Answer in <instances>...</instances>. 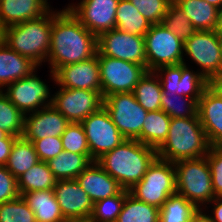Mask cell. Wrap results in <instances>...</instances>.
I'll return each mask as SVG.
<instances>
[{
	"instance_id": "cell-47",
	"label": "cell",
	"mask_w": 222,
	"mask_h": 222,
	"mask_svg": "<svg viewBox=\"0 0 222 222\" xmlns=\"http://www.w3.org/2000/svg\"><path fill=\"white\" fill-rule=\"evenodd\" d=\"M190 222H213L204 208H198L192 215Z\"/></svg>"
},
{
	"instance_id": "cell-13",
	"label": "cell",
	"mask_w": 222,
	"mask_h": 222,
	"mask_svg": "<svg viewBox=\"0 0 222 222\" xmlns=\"http://www.w3.org/2000/svg\"><path fill=\"white\" fill-rule=\"evenodd\" d=\"M97 48L103 56L137 63L147 69L144 36L114 28L97 37Z\"/></svg>"
},
{
	"instance_id": "cell-18",
	"label": "cell",
	"mask_w": 222,
	"mask_h": 222,
	"mask_svg": "<svg viewBox=\"0 0 222 222\" xmlns=\"http://www.w3.org/2000/svg\"><path fill=\"white\" fill-rule=\"evenodd\" d=\"M70 122L52 105L46 106L24 117L25 140L61 137Z\"/></svg>"
},
{
	"instance_id": "cell-39",
	"label": "cell",
	"mask_w": 222,
	"mask_h": 222,
	"mask_svg": "<svg viewBox=\"0 0 222 222\" xmlns=\"http://www.w3.org/2000/svg\"><path fill=\"white\" fill-rule=\"evenodd\" d=\"M60 138L64 151L90 155L87 138L81 123H70Z\"/></svg>"
},
{
	"instance_id": "cell-12",
	"label": "cell",
	"mask_w": 222,
	"mask_h": 222,
	"mask_svg": "<svg viewBox=\"0 0 222 222\" xmlns=\"http://www.w3.org/2000/svg\"><path fill=\"white\" fill-rule=\"evenodd\" d=\"M81 124L85 131L93 161L99 159L106 152L112 151L126 140L113 123L104 106L86 117Z\"/></svg>"
},
{
	"instance_id": "cell-16",
	"label": "cell",
	"mask_w": 222,
	"mask_h": 222,
	"mask_svg": "<svg viewBox=\"0 0 222 222\" xmlns=\"http://www.w3.org/2000/svg\"><path fill=\"white\" fill-rule=\"evenodd\" d=\"M48 71L51 80L59 87L92 90L102 95L97 54L87 60L61 66L54 73Z\"/></svg>"
},
{
	"instance_id": "cell-46",
	"label": "cell",
	"mask_w": 222,
	"mask_h": 222,
	"mask_svg": "<svg viewBox=\"0 0 222 222\" xmlns=\"http://www.w3.org/2000/svg\"><path fill=\"white\" fill-rule=\"evenodd\" d=\"M208 207H210L212 210H208ZM204 209L207 211V213H211H209V215L213 222H222V196H216L209 204L204 207Z\"/></svg>"
},
{
	"instance_id": "cell-37",
	"label": "cell",
	"mask_w": 222,
	"mask_h": 222,
	"mask_svg": "<svg viewBox=\"0 0 222 222\" xmlns=\"http://www.w3.org/2000/svg\"><path fill=\"white\" fill-rule=\"evenodd\" d=\"M0 222H36L32 209L22 196L0 203Z\"/></svg>"
},
{
	"instance_id": "cell-1",
	"label": "cell",
	"mask_w": 222,
	"mask_h": 222,
	"mask_svg": "<svg viewBox=\"0 0 222 222\" xmlns=\"http://www.w3.org/2000/svg\"><path fill=\"white\" fill-rule=\"evenodd\" d=\"M97 36L92 34L65 6L54 10L51 46L46 63L53 73L61 66L78 63L97 54Z\"/></svg>"
},
{
	"instance_id": "cell-6",
	"label": "cell",
	"mask_w": 222,
	"mask_h": 222,
	"mask_svg": "<svg viewBox=\"0 0 222 222\" xmlns=\"http://www.w3.org/2000/svg\"><path fill=\"white\" fill-rule=\"evenodd\" d=\"M129 193L136 199L161 208L176 193V170L174 163L156 158L148 167L141 181Z\"/></svg>"
},
{
	"instance_id": "cell-45",
	"label": "cell",
	"mask_w": 222,
	"mask_h": 222,
	"mask_svg": "<svg viewBox=\"0 0 222 222\" xmlns=\"http://www.w3.org/2000/svg\"><path fill=\"white\" fill-rule=\"evenodd\" d=\"M18 137L7 135L0 140V166H5L11 153L12 146Z\"/></svg>"
},
{
	"instance_id": "cell-51",
	"label": "cell",
	"mask_w": 222,
	"mask_h": 222,
	"mask_svg": "<svg viewBox=\"0 0 222 222\" xmlns=\"http://www.w3.org/2000/svg\"><path fill=\"white\" fill-rule=\"evenodd\" d=\"M204 1L215 6L216 8H220L222 6V0H204Z\"/></svg>"
},
{
	"instance_id": "cell-4",
	"label": "cell",
	"mask_w": 222,
	"mask_h": 222,
	"mask_svg": "<svg viewBox=\"0 0 222 222\" xmlns=\"http://www.w3.org/2000/svg\"><path fill=\"white\" fill-rule=\"evenodd\" d=\"M52 22L51 8L44 16L8 26L5 44L41 67L46 63L51 46Z\"/></svg>"
},
{
	"instance_id": "cell-50",
	"label": "cell",
	"mask_w": 222,
	"mask_h": 222,
	"mask_svg": "<svg viewBox=\"0 0 222 222\" xmlns=\"http://www.w3.org/2000/svg\"><path fill=\"white\" fill-rule=\"evenodd\" d=\"M5 30L6 27L0 21V46L5 43Z\"/></svg>"
},
{
	"instance_id": "cell-42",
	"label": "cell",
	"mask_w": 222,
	"mask_h": 222,
	"mask_svg": "<svg viewBox=\"0 0 222 222\" xmlns=\"http://www.w3.org/2000/svg\"><path fill=\"white\" fill-rule=\"evenodd\" d=\"M213 192L215 196H222V145L210 146L208 154Z\"/></svg>"
},
{
	"instance_id": "cell-29",
	"label": "cell",
	"mask_w": 222,
	"mask_h": 222,
	"mask_svg": "<svg viewBox=\"0 0 222 222\" xmlns=\"http://www.w3.org/2000/svg\"><path fill=\"white\" fill-rule=\"evenodd\" d=\"M38 161L40 160L34 144L31 141L25 140L23 137H18L12 146L5 167L17 179L20 175L33 167Z\"/></svg>"
},
{
	"instance_id": "cell-23",
	"label": "cell",
	"mask_w": 222,
	"mask_h": 222,
	"mask_svg": "<svg viewBox=\"0 0 222 222\" xmlns=\"http://www.w3.org/2000/svg\"><path fill=\"white\" fill-rule=\"evenodd\" d=\"M20 196L34 212L36 222H67L53 189L22 193Z\"/></svg>"
},
{
	"instance_id": "cell-28",
	"label": "cell",
	"mask_w": 222,
	"mask_h": 222,
	"mask_svg": "<svg viewBox=\"0 0 222 222\" xmlns=\"http://www.w3.org/2000/svg\"><path fill=\"white\" fill-rule=\"evenodd\" d=\"M115 22V28L138 36H144L152 25L129 0H119Z\"/></svg>"
},
{
	"instance_id": "cell-24",
	"label": "cell",
	"mask_w": 222,
	"mask_h": 222,
	"mask_svg": "<svg viewBox=\"0 0 222 222\" xmlns=\"http://www.w3.org/2000/svg\"><path fill=\"white\" fill-rule=\"evenodd\" d=\"M182 9L196 30L212 31L217 26L218 8L204 0H173Z\"/></svg>"
},
{
	"instance_id": "cell-3",
	"label": "cell",
	"mask_w": 222,
	"mask_h": 222,
	"mask_svg": "<svg viewBox=\"0 0 222 222\" xmlns=\"http://www.w3.org/2000/svg\"><path fill=\"white\" fill-rule=\"evenodd\" d=\"M209 148L199 117L171 118L167 138L156 152L157 158L175 163L205 157Z\"/></svg>"
},
{
	"instance_id": "cell-26",
	"label": "cell",
	"mask_w": 222,
	"mask_h": 222,
	"mask_svg": "<svg viewBox=\"0 0 222 222\" xmlns=\"http://www.w3.org/2000/svg\"><path fill=\"white\" fill-rule=\"evenodd\" d=\"M91 162H93L91 155L63 150L58 156L47 161V164L58 181L76 179Z\"/></svg>"
},
{
	"instance_id": "cell-31",
	"label": "cell",
	"mask_w": 222,
	"mask_h": 222,
	"mask_svg": "<svg viewBox=\"0 0 222 222\" xmlns=\"http://www.w3.org/2000/svg\"><path fill=\"white\" fill-rule=\"evenodd\" d=\"M160 209L127 193L116 222H159Z\"/></svg>"
},
{
	"instance_id": "cell-49",
	"label": "cell",
	"mask_w": 222,
	"mask_h": 222,
	"mask_svg": "<svg viewBox=\"0 0 222 222\" xmlns=\"http://www.w3.org/2000/svg\"><path fill=\"white\" fill-rule=\"evenodd\" d=\"M216 32H222V6L218 8Z\"/></svg>"
},
{
	"instance_id": "cell-8",
	"label": "cell",
	"mask_w": 222,
	"mask_h": 222,
	"mask_svg": "<svg viewBox=\"0 0 222 222\" xmlns=\"http://www.w3.org/2000/svg\"><path fill=\"white\" fill-rule=\"evenodd\" d=\"M195 63L197 70L210 82L221 80V51L218 34L215 30H197L184 42L183 59Z\"/></svg>"
},
{
	"instance_id": "cell-34",
	"label": "cell",
	"mask_w": 222,
	"mask_h": 222,
	"mask_svg": "<svg viewBox=\"0 0 222 222\" xmlns=\"http://www.w3.org/2000/svg\"><path fill=\"white\" fill-rule=\"evenodd\" d=\"M24 117L25 115L0 90V128L9 135L22 137Z\"/></svg>"
},
{
	"instance_id": "cell-9",
	"label": "cell",
	"mask_w": 222,
	"mask_h": 222,
	"mask_svg": "<svg viewBox=\"0 0 222 222\" xmlns=\"http://www.w3.org/2000/svg\"><path fill=\"white\" fill-rule=\"evenodd\" d=\"M103 106L125 139L136 140L140 136L148 112L136 101L133 92L105 96Z\"/></svg>"
},
{
	"instance_id": "cell-20",
	"label": "cell",
	"mask_w": 222,
	"mask_h": 222,
	"mask_svg": "<svg viewBox=\"0 0 222 222\" xmlns=\"http://www.w3.org/2000/svg\"><path fill=\"white\" fill-rule=\"evenodd\" d=\"M76 181L93 203L119 194L123 188L96 161L91 162L77 177Z\"/></svg>"
},
{
	"instance_id": "cell-17",
	"label": "cell",
	"mask_w": 222,
	"mask_h": 222,
	"mask_svg": "<svg viewBox=\"0 0 222 222\" xmlns=\"http://www.w3.org/2000/svg\"><path fill=\"white\" fill-rule=\"evenodd\" d=\"M53 190L67 222H88L93 202L76 179L58 180Z\"/></svg>"
},
{
	"instance_id": "cell-35",
	"label": "cell",
	"mask_w": 222,
	"mask_h": 222,
	"mask_svg": "<svg viewBox=\"0 0 222 222\" xmlns=\"http://www.w3.org/2000/svg\"><path fill=\"white\" fill-rule=\"evenodd\" d=\"M128 192L129 190L123 189L117 195L93 203L92 214L88 222H116Z\"/></svg>"
},
{
	"instance_id": "cell-2",
	"label": "cell",
	"mask_w": 222,
	"mask_h": 222,
	"mask_svg": "<svg viewBox=\"0 0 222 222\" xmlns=\"http://www.w3.org/2000/svg\"><path fill=\"white\" fill-rule=\"evenodd\" d=\"M156 158V149L140 141L126 139L96 162L117 180L123 189L130 190L141 181Z\"/></svg>"
},
{
	"instance_id": "cell-30",
	"label": "cell",
	"mask_w": 222,
	"mask_h": 222,
	"mask_svg": "<svg viewBox=\"0 0 222 222\" xmlns=\"http://www.w3.org/2000/svg\"><path fill=\"white\" fill-rule=\"evenodd\" d=\"M136 101L147 111L161 110L162 86L154 71H147L134 88Z\"/></svg>"
},
{
	"instance_id": "cell-15",
	"label": "cell",
	"mask_w": 222,
	"mask_h": 222,
	"mask_svg": "<svg viewBox=\"0 0 222 222\" xmlns=\"http://www.w3.org/2000/svg\"><path fill=\"white\" fill-rule=\"evenodd\" d=\"M119 0H80L67 8L92 34H100L115 28Z\"/></svg>"
},
{
	"instance_id": "cell-33",
	"label": "cell",
	"mask_w": 222,
	"mask_h": 222,
	"mask_svg": "<svg viewBox=\"0 0 222 222\" xmlns=\"http://www.w3.org/2000/svg\"><path fill=\"white\" fill-rule=\"evenodd\" d=\"M198 208L184 196L171 195L160 208L159 222H190Z\"/></svg>"
},
{
	"instance_id": "cell-44",
	"label": "cell",
	"mask_w": 222,
	"mask_h": 222,
	"mask_svg": "<svg viewBox=\"0 0 222 222\" xmlns=\"http://www.w3.org/2000/svg\"><path fill=\"white\" fill-rule=\"evenodd\" d=\"M19 196L17 179L5 166H0V203L14 200Z\"/></svg>"
},
{
	"instance_id": "cell-36",
	"label": "cell",
	"mask_w": 222,
	"mask_h": 222,
	"mask_svg": "<svg viewBox=\"0 0 222 222\" xmlns=\"http://www.w3.org/2000/svg\"><path fill=\"white\" fill-rule=\"evenodd\" d=\"M162 23L183 42L188 40L197 31L190 22L189 17L174 2L169 5Z\"/></svg>"
},
{
	"instance_id": "cell-19",
	"label": "cell",
	"mask_w": 222,
	"mask_h": 222,
	"mask_svg": "<svg viewBox=\"0 0 222 222\" xmlns=\"http://www.w3.org/2000/svg\"><path fill=\"white\" fill-rule=\"evenodd\" d=\"M198 117L210 146L222 145V98L209 85L198 101Z\"/></svg>"
},
{
	"instance_id": "cell-52",
	"label": "cell",
	"mask_w": 222,
	"mask_h": 222,
	"mask_svg": "<svg viewBox=\"0 0 222 222\" xmlns=\"http://www.w3.org/2000/svg\"><path fill=\"white\" fill-rule=\"evenodd\" d=\"M221 51V80H222V32H217Z\"/></svg>"
},
{
	"instance_id": "cell-53",
	"label": "cell",
	"mask_w": 222,
	"mask_h": 222,
	"mask_svg": "<svg viewBox=\"0 0 222 222\" xmlns=\"http://www.w3.org/2000/svg\"><path fill=\"white\" fill-rule=\"evenodd\" d=\"M7 135H8V133H6L4 130H2V129L0 128V140H1V139H4Z\"/></svg>"
},
{
	"instance_id": "cell-32",
	"label": "cell",
	"mask_w": 222,
	"mask_h": 222,
	"mask_svg": "<svg viewBox=\"0 0 222 222\" xmlns=\"http://www.w3.org/2000/svg\"><path fill=\"white\" fill-rule=\"evenodd\" d=\"M198 101L199 99L162 91L161 110L171 118L198 117Z\"/></svg>"
},
{
	"instance_id": "cell-41",
	"label": "cell",
	"mask_w": 222,
	"mask_h": 222,
	"mask_svg": "<svg viewBox=\"0 0 222 222\" xmlns=\"http://www.w3.org/2000/svg\"><path fill=\"white\" fill-rule=\"evenodd\" d=\"M154 72L160 79L162 91L181 95L182 63L159 67Z\"/></svg>"
},
{
	"instance_id": "cell-27",
	"label": "cell",
	"mask_w": 222,
	"mask_h": 222,
	"mask_svg": "<svg viewBox=\"0 0 222 222\" xmlns=\"http://www.w3.org/2000/svg\"><path fill=\"white\" fill-rule=\"evenodd\" d=\"M56 178L47 162L38 161L33 167L17 178L19 194L54 189Z\"/></svg>"
},
{
	"instance_id": "cell-21",
	"label": "cell",
	"mask_w": 222,
	"mask_h": 222,
	"mask_svg": "<svg viewBox=\"0 0 222 222\" xmlns=\"http://www.w3.org/2000/svg\"><path fill=\"white\" fill-rule=\"evenodd\" d=\"M51 8L48 0H0V21L12 26L44 16Z\"/></svg>"
},
{
	"instance_id": "cell-7",
	"label": "cell",
	"mask_w": 222,
	"mask_h": 222,
	"mask_svg": "<svg viewBox=\"0 0 222 222\" xmlns=\"http://www.w3.org/2000/svg\"><path fill=\"white\" fill-rule=\"evenodd\" d=\"M144 40L148 71L184 62V42L163 23L151 25Z\"/></svg>"
},
{
	"instance_id": "cell-25",
	"label": "cell",
	"mask_w": 222,
	"mask_h": 222,
	"mask_svg": "<svg viewBox=\"0 0 222 222\" xmlns=\"http://www.w3.org/2000/svg\"><path fill=\"white\" fill-rule=\"evenodd\" d=\"M170 121L171 117L163 110L148 112L136 140L157 150L167 138Z\"/></svg>"
},
{
	"instance_id": "cell-43",
	"label": "cell",
	"mask_w": 222,
	"mask_h": 222,
	"mask_svg": "<svg viewBox=\"0 0 222 222\" xmlns=\"http://www.w3.org/2000/svg\"><path fill=\"white\" fill-rule=\"evenodd\" d=\"M34 144L40 161L47 162L63 151L60 137H47L39 140H28Z\"/></svg>"
},
{
	"instance_id": "cell-22",
	"label": "cell",
	"mask_w": 222,
	"mask_h": 222,
	"mask_svg": "<svg viewBox=\"0 0 222 222\" xmlns=\"http://www.w3.org/2000/svg\"><path fill=\"white\" fill-rule=\"evenodd\" d=\"M37 67L29 58L20 55L5 43L2 44L0 46V90L28 76Z\"/></svg>"
},
{
	"instance_id": "cell-14",
	"label": "cell",
	"mask_w": 222,
	"mask_h": 222,
	"mask_svg": "<svg viewBox=\"0 0 222 222\" xmlns=\"http://www.w3.org/2000/svg\"><path fill=\"white\" fill-rule=\"evenodd\" d=\"M53 93L54 106L70 123H81L103 107V96L96 91L58 86Z\"/></svg>"
},
{
	"instance_id": "cell-38",
	"label": "cell",
	"mask_w": 222,
	"mask_h": 222,
	"mask_svg": "<svg viewBox=\"0 0 222 222\" xmlns=\"http://www.w3.org/2000/svg\"><path fill=\"white\" fill-rule=\"evenodd\" d=\"M181 96L191 99H200L204 89L208 86L209 82L198 71L191 69L186 63H182L181 75Z\"/></svg>"
},
{
	"instance_id": "cell-40",
	"label": "cell",
	"mask_w": 222,
	"mask_h": 222,
	"mask_svg": "<svg viewBox=\"0 0 222 222\" xmlns=\"http://www.w3.org/2000/svg\"><path fill=\"white\" fill-rule=\"evenodd\" d=\"M138 11L152 24L162 23L169 5L173 0H129Z\"/></svg>"
},
{
	"instance_id": "cell-11",
	"label": "cell",
	"mask_w": 222,
	"mask_h": 222,
	"mask_svg": "<svg viewBox=\"0 0 222 222\" xmlns=\"http://www.w3.org/2000/svg\"><path fill=\"white\" fill-rule=\"evenodd\" d=\"M37 67L23 79L12 82L2 91L11 103L24 115L52 105L53 92L49 85L37 75Z\"/></svg>"
},
{
	"instance_id": "cell-5",
	"label": "cell",
	"mask_w": 222,
	"mask_h": 222,
	"mask_svg": "<svg viewBox=\"0 0 222 222\" xmlns=\"http://www.w3.org/2000/svg\"><path fill=\"white\" fill-rule=\"evenodd\" d=\"M174 166L177 194L184 196L197 208H204L216 197L207 156L179 160Z\"/></svg>"
},
{
	"instance_id": "cell-10",
	"label": "cell",
	"mask_w": 222,
	"mask_h": 222,
	"mask_svg": "<svg viewBox=\"0 0 222 222\" xmlns=\"http://www.w3.org/2000/svg\"><path fill=\"white\" fill-rule=\"evenodd\" d=\"M102 96L133 92L140 79L148 71L137 63L103 56L97 51Z\"/></svg>"
},
{
	"instance_id": "cell-48",
	"label": "cell",
	"mask_w": 222,
	"mask_h": 222,
	"mask_svg": "<svg viewBox=\"0 0 222 222\" xmlns=\"http://www.w3.org/2000/svg\"><path fill=\"white\" fill-rule=\"evenodd\" d=\"M222 98V80H213L208 84Z\"/></svg>"
}]
</instances>
